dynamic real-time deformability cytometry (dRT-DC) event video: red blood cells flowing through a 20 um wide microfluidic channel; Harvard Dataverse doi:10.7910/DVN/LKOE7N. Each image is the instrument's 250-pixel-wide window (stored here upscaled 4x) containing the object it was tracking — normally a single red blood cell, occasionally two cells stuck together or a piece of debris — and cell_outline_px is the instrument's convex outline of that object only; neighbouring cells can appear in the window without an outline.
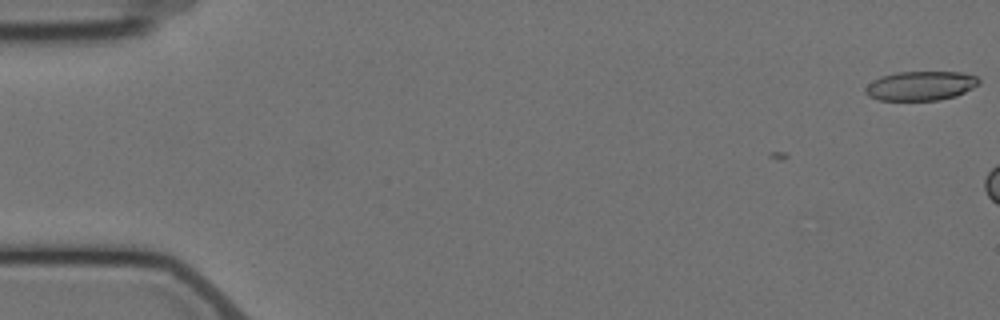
{"species": "Egyptian fruit bat (a non-hibernating species)", "species_latin": "Rousettus aegyptiacus", "temperature_condition": "cold", "stored_images_in_passage": 2, "camera_frame_rate_fps": 3000, "um_per_image_px": 0.085, "animal": {"sex": "female"}, "frame": {"image": 1, "passage_image": 1, "time_ms": 0.0, "image_size_px": [1000, 320], "cell_outline_px": [[980, 84], [956, 96], [940, 100], [880, 100], [868, 96], [864, 92], [864, 88], [872, 80], [880, 76], [896, 72], [964, 72], [976, 76], [980, 80]], "centroid_in_image_um": [78.25, 7.29], "position_along_channel_um": 6.8, "area_um2": 19.54}}